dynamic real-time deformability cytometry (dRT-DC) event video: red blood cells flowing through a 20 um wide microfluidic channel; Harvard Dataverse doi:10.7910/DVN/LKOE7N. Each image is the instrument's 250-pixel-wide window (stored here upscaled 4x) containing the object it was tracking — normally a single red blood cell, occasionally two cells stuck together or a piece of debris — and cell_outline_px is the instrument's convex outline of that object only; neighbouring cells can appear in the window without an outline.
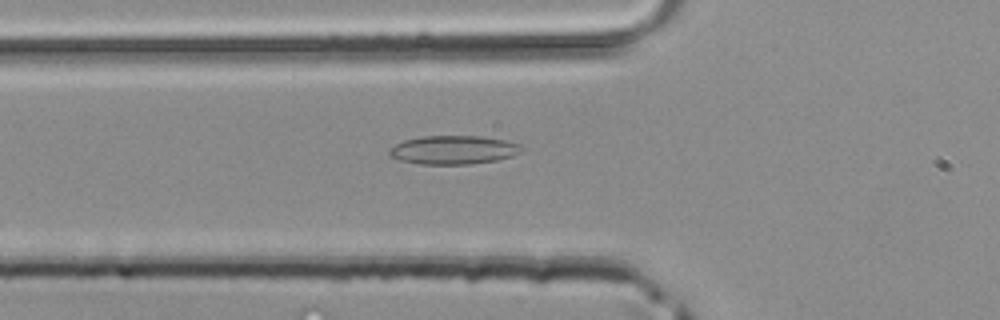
{"species": "common noctule bat (a hibernating species)", "species_latin": "Nyctalus noctula", "temperature_condition": "room temperature", "stored_images_in_passage": 33, "camera_frame_rate_fps": 3000, "um_per_image_px": 0.085, "animal": {"sex": "male", "body_mass_g": 20.4}, "frame": {"image": 1, "passage_image": 5, "time_ms": 1.333, "image_size_px": [1000, 320], "cell_outline_px": [[524, 148], [512, 156], [496, 160], [472, 164], [420, 164], [400, 160], [388, 156], [388, 148], [404, 140], [424, 136], [480, 136], [504, 140], [520, 144]], "centroid_in_image_um": [38.51, 12.74], "position_along_channel_um": 87.3, "area_um2": 22.08}}
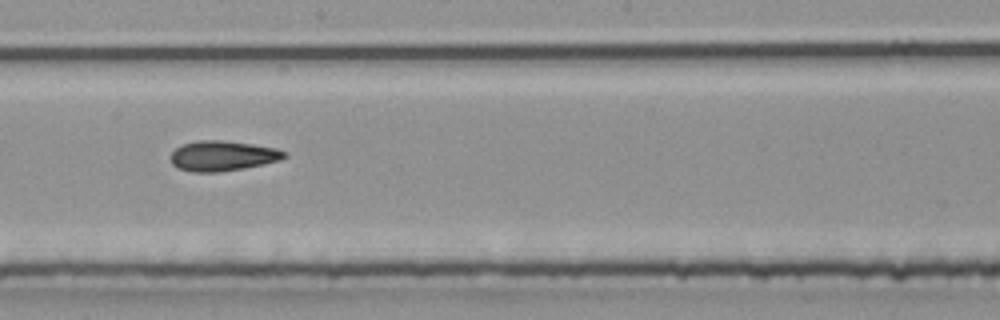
{"frame": {"image": 2, "passage_image": 14, "time_ms": 4.333, "image_size_px": [1000, 320], "cell_outline_px": [[288, 156], [280, 160], [264, 164], [244, 168], [220, 172], [192, 172], [180, 168], [172, 164], [172, 152], [180, 144], [200, 140], [220, 140], [252, 144], [276, 148], [288, 152]], "centroid_in_image_um": [18.96, 13.24], "position_along_channel_um": 229.2, "area_um2": 20.0}}
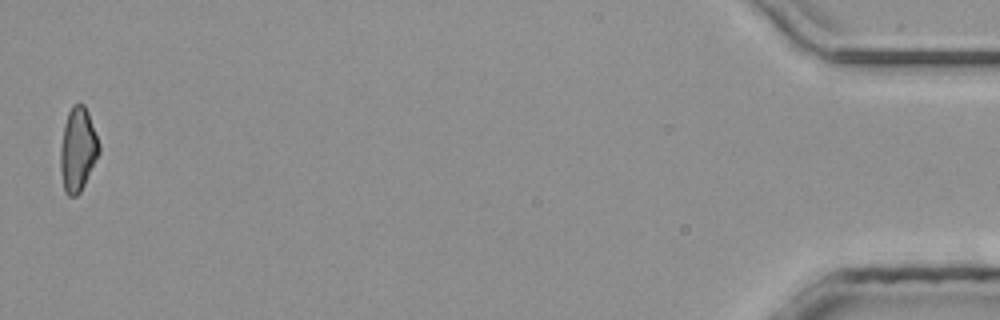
{"frame": {"image": 3, "passage_image": 33, "time_ms": 10.667, "image_size_px": [1000, 320], "cell_outline_px": [[100, 152], [80, 192], [76, 196], [68, 196], [64, 192], [60, 168], [60, 144], [64, 124], [68, 112], [72, 104], [84, 104], [88, 112], [100, 144]], "centroid_in_image_um": [6.6, 12.7], "position_along_channel_um": 428.6, "area_um2": 18.96}}